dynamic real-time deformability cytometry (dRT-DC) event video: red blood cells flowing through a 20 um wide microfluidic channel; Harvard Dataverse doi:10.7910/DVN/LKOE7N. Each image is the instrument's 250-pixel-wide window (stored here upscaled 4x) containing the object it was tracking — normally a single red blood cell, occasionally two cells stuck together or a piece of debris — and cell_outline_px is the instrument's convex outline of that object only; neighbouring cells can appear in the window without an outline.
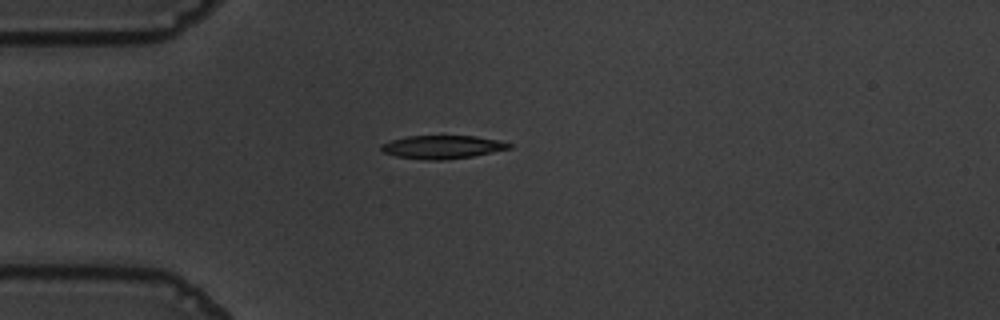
{"species": "common noctule bat (a hibernating species)", "species_latin": "Nyctalus noctula", "temperature_condition": "warm", "stored_images_in_passage": 41, "camera_frame_rate_fps": 3000, "um_per_image_px": 0.085, "animal": {"sex": "male", "body_mass_g": 19.5, "forearm_length_mm": 54.6}, "frame": {"image": 1, "passage_image": 1, "time_ms": 0.0, "image_size_px": [1000, 320], "cell_outline_px": [[512, 148], [472, 156], [448, 160], [424, 160], [396, 156], [384, 152], [380, 148], [380, 144], [392, 140], [408, 136], [444, 132], [476, 136], [496, 140], [512, 144]], "centroid_in_image_um": [37.59, 12.44], "position_along_channel_um": 47.4, "area_um2": 18.26}}
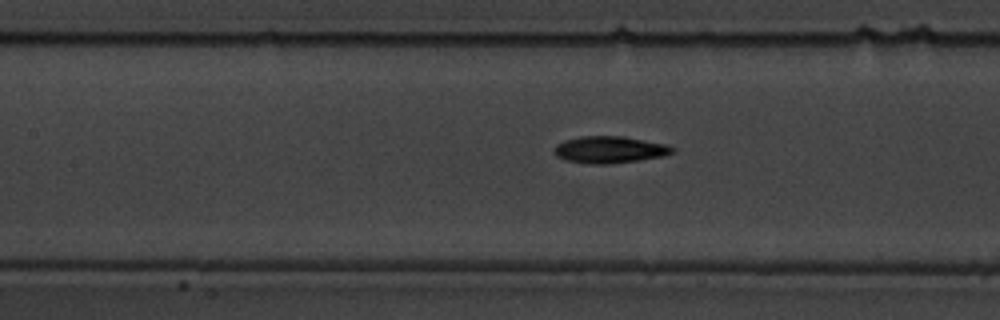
{"frame": {"image": 2, "passage_image": 11, "time_ms": 3.333, "image_size_px": [1000, 320], "cell_outline_px": [[676, 152], [664, 156], [608, 164], [592, 164], [564, 160], [556, 156], [552, 152], [556, 144], [564, 140], [580, 136], [624, 136], [668, 144], [676, 148]], "centroid_in_image_um": [51.83, 12.71], "position_along_channel_um": 155.6, "area_um2": 18.79}}
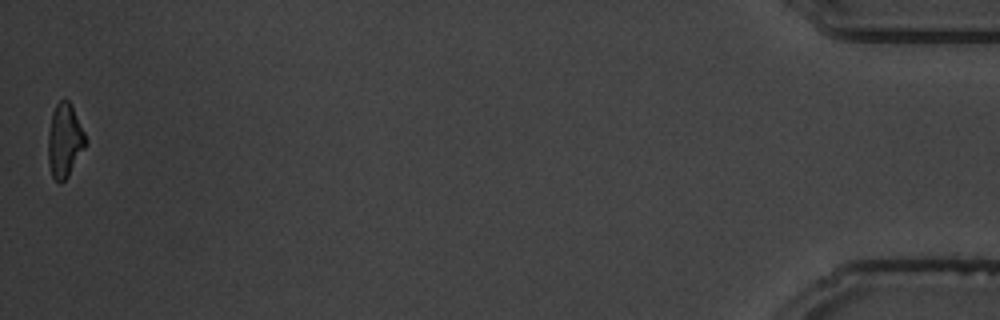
{"frame": {"image": 3, "passage_image": 41, "time_ms": 13.333, "image_size_px": [1000, 320], "cell_outline_px": [[88, 144], [68, 176], [60, 184], [52, 176], [48, 164], [48, 132], [52, 112], [56, 104], [60, 100], [68, 100], [88, 140]], "centroid_in_image_um": [5.49, 11.98], "position_along_channel_um": 429.7, "area_um2": 16.13}, "authors_computed_cell_mechanics": {"area_um2": 17.7446, "velocity_mm_per_s": 3.6828, "shape_relaxation_time_tau1_ms": 3.2739, "shape_relaxation_time_tau2_ms": 4.724, "deformation_change_tau1": 0.1533, "deformation_change_tau2": 0.1339}}